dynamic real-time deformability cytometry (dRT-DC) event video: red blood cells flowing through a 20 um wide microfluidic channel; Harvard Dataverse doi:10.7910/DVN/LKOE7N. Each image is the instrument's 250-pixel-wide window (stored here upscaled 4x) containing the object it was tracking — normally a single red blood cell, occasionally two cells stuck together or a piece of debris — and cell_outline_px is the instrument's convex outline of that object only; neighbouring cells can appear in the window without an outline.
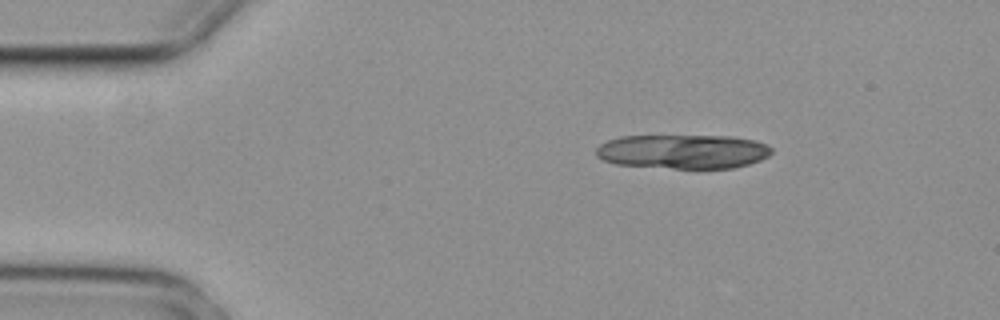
{"species": "common noctule bat (a hibernating species)", "species_latin": "Nyctalus noctula", "temperature_condition": "cold", "stored_images_in_passage": 3, "camera_frame_rate_fps": 3000, "um_per_image_px": 0.085, "animal": {"sex": "female", "body_mass_g": 29.2, "forearm_length_mm": 56.3}, "frame": {"image": 1, "passage_image": 1, "time_ms": 0.0, "image_size_px": [1000, 320], "cell_outline_px": [[772, 152], [768, 156], [760, 160], [748, 164], [732, 168], [672, 168], [616, 164], [604, 160], [596, 156], [596, 148], [600, 144], [608, 140], [620, 136], [732, 136], [756, 140], [768, 144], [772, 148]], "centroid_in_image_um": [58.08, 12.87], "position_along_channel_um": 26.9, "area_um2": 35.08}}